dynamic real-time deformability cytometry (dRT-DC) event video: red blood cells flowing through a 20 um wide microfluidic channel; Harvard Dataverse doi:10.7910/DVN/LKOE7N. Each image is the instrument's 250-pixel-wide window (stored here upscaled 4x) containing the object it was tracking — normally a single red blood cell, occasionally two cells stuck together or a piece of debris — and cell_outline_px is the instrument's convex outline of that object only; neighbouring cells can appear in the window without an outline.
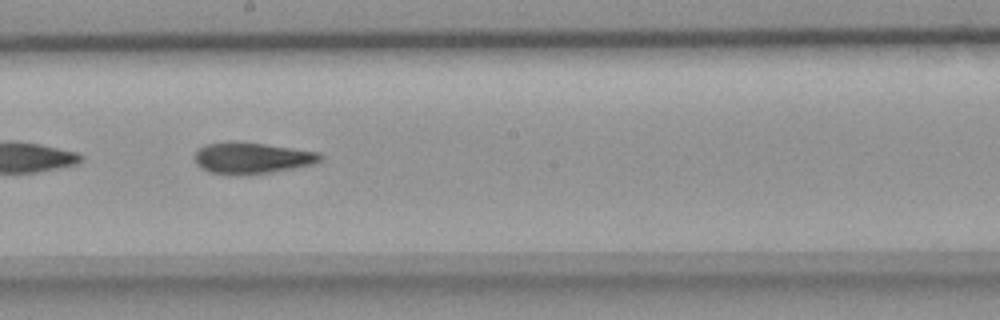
{"species": "common noctule bat (a hibernating species)", "species_latin": "Nyctalus noctula", "temperature_condition": "room temperature", "stored_images_in_passage": 30, "camera_frame_rate_fps": 3000, "um_per_image_px": 0.085, "animal": {"sex": "female", "body_mass_g": 18.4}, "frame": {"image": 1, "passage_image": 13, "time_ms": 4.0, "image_size_px": [1000, 320], "cell_outline_px": [[324, 156], [320, 160], [312, 164], [272, 172], [208, 172], [200, 168], [196, 164], [196, 152], [200, 148], [208, 144], [228, 140], [232, 140], [264, 144], [320, 152]], "centroid_in_image_um": [21.43, 13.38], "position_along_channel_um": 226.8, "area_um2": 22.14}}
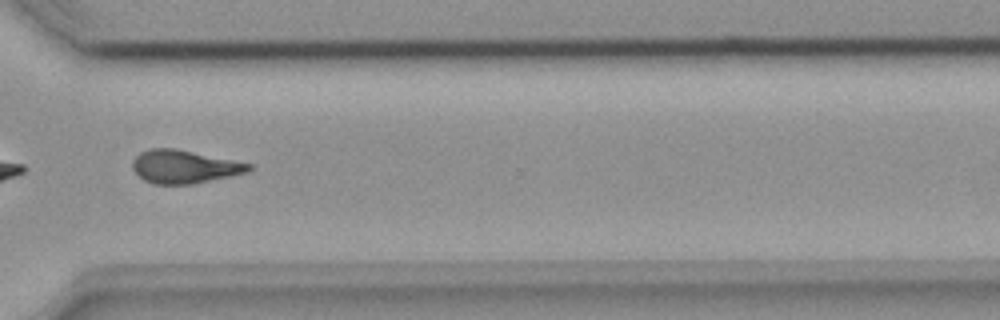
{"frame": {"image": 2, "passage_image": 22, "time_ms": 7.0, "image_size_px": [1000, 320], "cell_outline_px": [[252, 168], [248, 172], [232, 176], [192, 184], [152, 184], [144, 180], [132, 168], [132, 160], [140, 152], [148, 148], [176, 148], [252, 164]], "centroid_in_image_um": [15.65, 14.16], "position_along_channel_um": 355.0, "area_um2": 22.54}}